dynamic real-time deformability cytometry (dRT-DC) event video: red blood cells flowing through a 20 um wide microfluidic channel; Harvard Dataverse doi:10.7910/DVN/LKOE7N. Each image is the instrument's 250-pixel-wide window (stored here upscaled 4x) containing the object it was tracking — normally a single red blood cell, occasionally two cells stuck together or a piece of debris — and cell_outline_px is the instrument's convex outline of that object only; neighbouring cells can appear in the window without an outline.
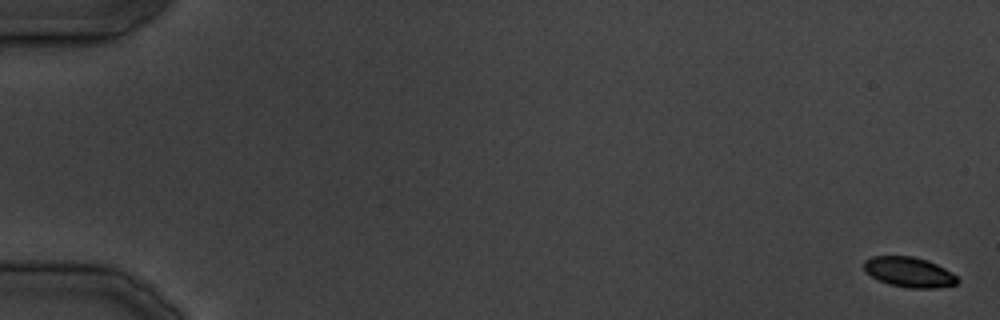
{"species": "common noctule bat (a hibernating species)", "species_latin": "Nyctalus noctula", "temperature_condition": "cold", "stored_images_in_passage": 24, "camera_frame_rate_fps": 3000, "um_per_image_px": 0.085, "animal": {"sex": "male", "body_mass_g": 19.5, "forearm_length_mm": 54.6}, "frame": {"image": 1, "passage_image": 1, "time_ms": 0.0, "image_size_px": [1000, 320], "cell_outline_px": [[960, 280], [956, 284], [932, 288], [908, 288], [888, 284], [864, 272], [864, 260], [872, 256], [912, 256], [928, 260], [952, 272]], "centroid_in_image_um": [77.26, 23.12], "position_along_channel_um": 7.7, "area_um2": 16.42}}
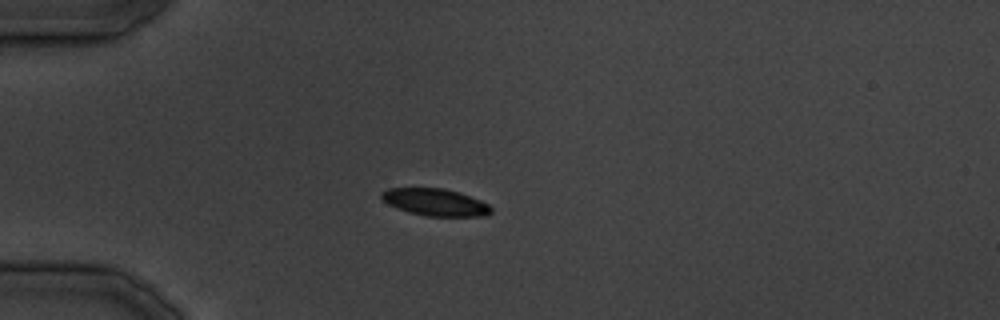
{"frame": {"image": 2, "passage_image": 11, "time_ms": 12.333, "image_size_px": [1000, 320], "cell_outline_px": [[492, 212], [484, 216], [428, 216], [408, 212], [396, 208], [388, 204], [380, 196], [380, 192], [388, 188], [444, 188], [460, 192], [480, 200], [488, 204], [492, 208]], "centroid_in_image_um": [36.99, 17.18], "position_along_channel_um": 48.0, "area_um2": 17.4}}
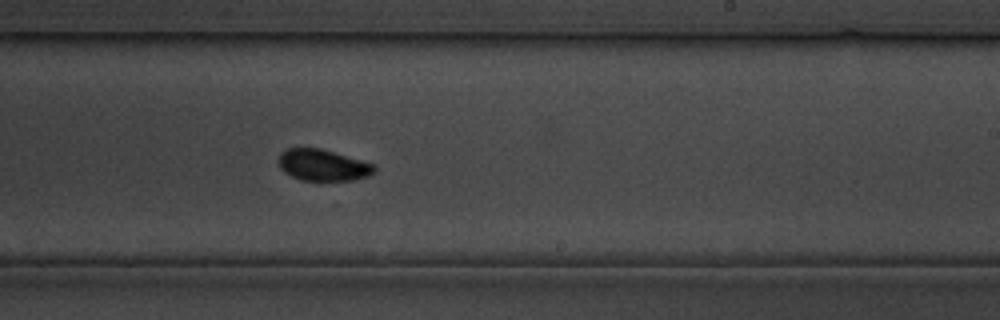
{"frame": {"image": 3, "passage_image": 24, "time_ms": 28.0, "image_size_px": [1000, 320], "cell_outline_px": [[376, 172], [368, 176], [352, 180], [300, 180], [284, 172], [280, 168], [280, 152], [288, 148], [320, 148], [376, 164]], "centroid_in_image_um": [27.48, 14.03], "position_along_channel_um": 261.5, "area_um2": 17.51}}